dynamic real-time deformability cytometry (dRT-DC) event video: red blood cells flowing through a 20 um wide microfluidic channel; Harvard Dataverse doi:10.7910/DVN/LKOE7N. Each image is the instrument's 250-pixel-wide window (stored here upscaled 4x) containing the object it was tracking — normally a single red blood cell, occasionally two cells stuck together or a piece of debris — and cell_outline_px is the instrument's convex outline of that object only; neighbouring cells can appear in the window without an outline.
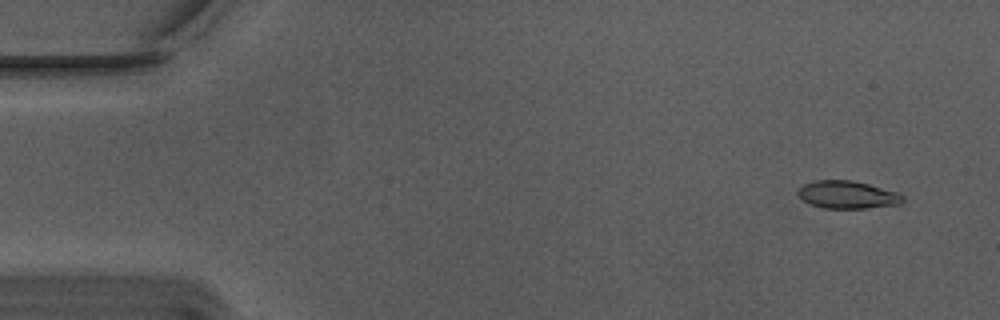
{"species": "Egyptian fruit bat (a non-hibernating species)", "species_latin": "Rousettus aegyptiacus", "temperature_condition": "warm", "stored_images_in_passage": 55, "camera_frame_rate_fps": 3000, "um_per_image_px": 0.085, "animal": {"sex": "male"}, "frame": {"image": 1, "passage_image": 4, "time_ms": 1.0, "image_size_px": [1000, 320], "cell_outline_px": [[904, 200], [900, 204], [868, 208], [824, 208], [808, 204], [796, 192], [804, 184], [816, 180], [852, 180], [868, 184], [896, 192], [904, 196]], "centroid_in_image_um": [72.03, 16.56], "position_along_channel_um": 13.0, "area_um2": 16.82}}
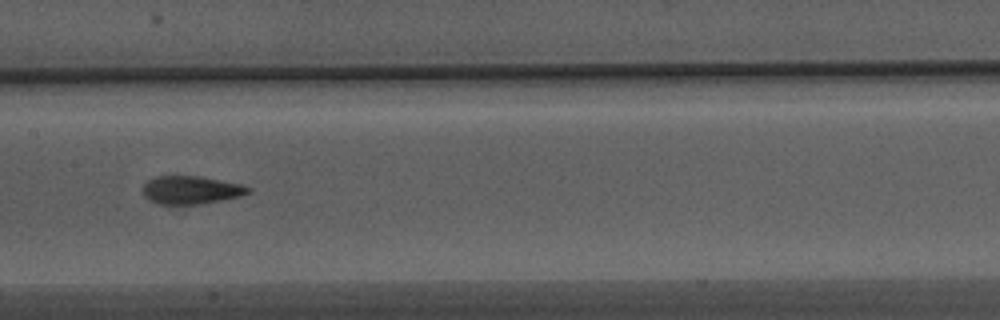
{"frame": {"image": 2, "passage_image": 28, "time_ms": 9.0, "image_size_px": [1000, 320], "cell_outline_px": [[252, 192], [240, 196], [200, 204], [156, 204], [148, 200], [144, 196], [144, 184], [148, 180], [156, 176], [196, 176], [240, 184], [252, 188]], "centroid_in_image_um": [16.22, 16.16], "position_along_channel_um": 191.2, "area_um2": 17.11}}
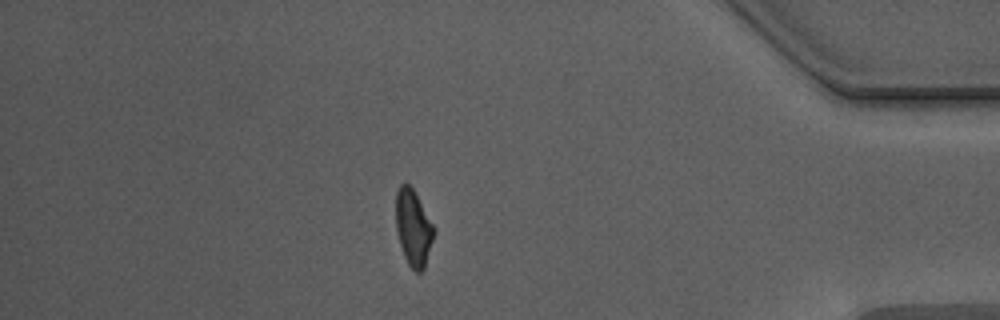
{"frame": {"image": 3, "passage_image": 48, "time_ms": 15.667, "image_size_px": [1000, 320], "cell_outline_px": [[432, 240], [424, 268], [420, 272], [416, 272], [408, 264], [404, 256], [400, 244], [396, 228], [396, 192], [400, 184], [408, 184], [412, 188], [432, 224]], "centroid_in_image_um": [35.09, 19.37], "position_along_channel_um": 400.1, "area_um2": 16.18}, "authors_computed_cell_mechanics": {"area_um2": 17.1666, "velocity_mm_per_s": 3.7467, "shape_relaxation_time_tau1_ms": 4.3155, "shape_relaxation_time_tau2_ms": 2.247, "deformation_change_tau1": 0.1736, "deformation_change_tau2": 0.0841}}